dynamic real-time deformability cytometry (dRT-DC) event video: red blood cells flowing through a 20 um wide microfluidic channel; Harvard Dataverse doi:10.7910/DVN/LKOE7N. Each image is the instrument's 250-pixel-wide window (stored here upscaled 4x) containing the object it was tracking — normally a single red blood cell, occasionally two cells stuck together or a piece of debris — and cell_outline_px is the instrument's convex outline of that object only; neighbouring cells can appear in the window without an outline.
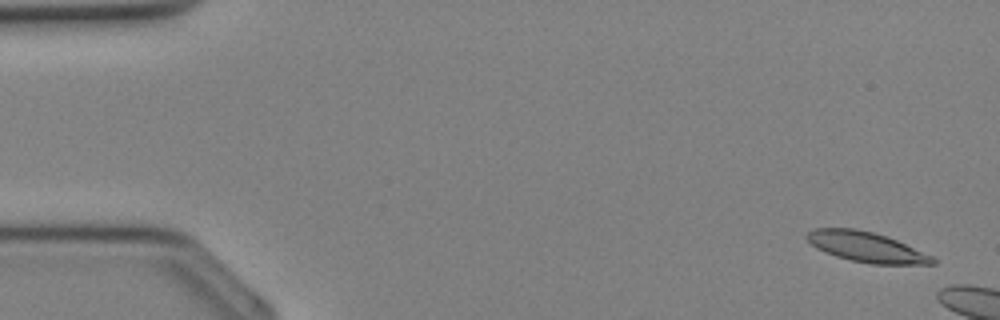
{"species": "Egyptian fruit bat (a non-hibernating species)", "species_latin": "Rousettus aegyptiacus", "temperature_condition": "cold", "stored_images_in_passage": 5, "camera_frame_rate_fps": 3000, "um_per_image_px": 0.085, "animal": {"sex": "female"}, "frame": {"image": 1, "passage_image": 2, "time_ms": 0.333, "image_size_px": [1000, 320], "cell_outline_px": [[936, 264], [872, 264], [852, 260], [836, 256], [824, 252], [816, 248], [804, 236], [812, 228], [852, 228], [872, 232], [896, 240], [932, 256], [936, 260]], "centroid_in_image_um": [73.6, 20.99], "position_along_channel_um": 11.4, "area_um2": 21.79}}